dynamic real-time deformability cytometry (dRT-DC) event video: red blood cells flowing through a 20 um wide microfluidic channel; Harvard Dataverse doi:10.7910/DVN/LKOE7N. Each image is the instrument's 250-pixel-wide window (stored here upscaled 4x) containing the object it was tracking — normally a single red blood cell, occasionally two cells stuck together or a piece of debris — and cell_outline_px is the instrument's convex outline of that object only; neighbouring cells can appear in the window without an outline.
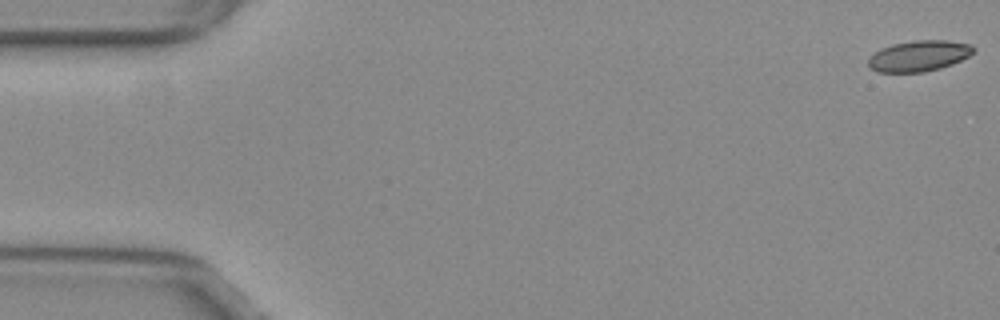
{"species": "common noctule bat (a hibernating species)", "species_latin": "Nyctalus noctula", "temperature_condition": "warm", "stored_images_in_passage": 26, "camera_frame_rate_fps": 3000, "um_per_image_px": 0.085, "animal": {"sex": "female", "body_mass_g": 29.2, "forearm_length_mm": 56.3}, "frame": {"image": 1, "passage_image": 1, "time_ms": 0.0, "image_size_px": [1000, 320], "cell_outline_px": [[976, 52], [952, 64], [940, 68], [924, 72], [876, 72], [868, 68], [868, 60], [880, 48], [892, 44], [912, 40], [948, 40], [972, 44], [976, 48]], "centroid_in_image_um": [78.13, 4.74], "position_along_channel_um": 6.9, "area_um2": 19.13}}
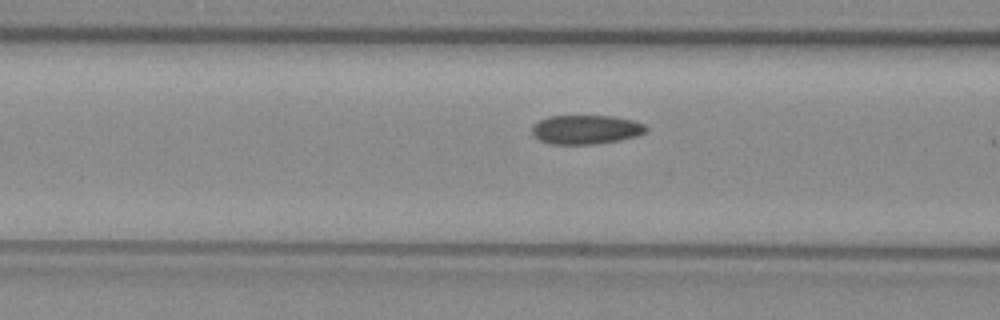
{"frame": {"image": 2, "passage_image": 21, "time_ms": 6.667, "image_size_px": [1000, 320], "cell_outline_px": [[648, 132], [640, 136], [620, 140], [596, 144], [552, 144], [540, 140], [532, 132], [532, 124], [548, 116], [612, 116], [636, 120], [644, 124], [648, 128]], "centroid_in_image_um": [49.87, 11.01], "position_along_channel_um": 116.7, "area_um2": 19.59}}
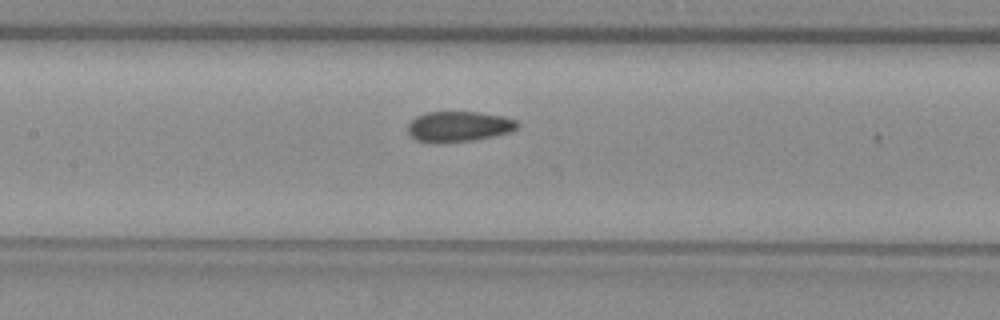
{"frame": {"image": 3, "passage_image": 25, "time_ms": 8.0, "image_size_px": [1000, 320], "cell_outline_px": [[520, 124], [512, 132], [472, 140], [440, 144], [432, 144], [416, 140], [408, 132], [408, 124], [416, 116], [428, 112], [480, 112], [504, 116], [516, 120]], "centroid_in_image_um": [38.99, 10.76], "position_along_channel_um": 168.4, "area_um2": 19.71}}